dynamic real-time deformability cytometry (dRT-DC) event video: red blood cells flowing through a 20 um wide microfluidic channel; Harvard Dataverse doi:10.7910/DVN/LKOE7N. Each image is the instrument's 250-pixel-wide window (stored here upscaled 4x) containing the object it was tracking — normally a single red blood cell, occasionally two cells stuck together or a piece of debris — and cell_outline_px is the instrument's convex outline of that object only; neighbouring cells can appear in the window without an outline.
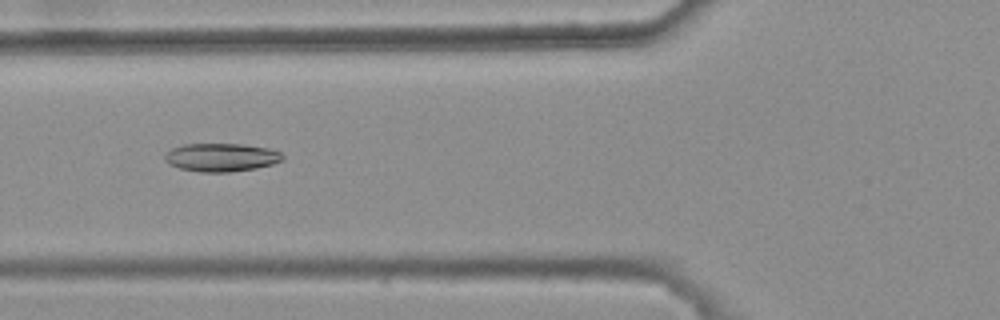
{"species": "common noctule bat (a hibernating species)", "species_latin": "Nyctalus noctula", "temperature_condition": "warm", "stored_images_in_passage": 8, "camera_frame_rate_fps": 3000, "um_per_image_px": 0.085, "animal": {"sex": "female", "body_mass_g": 25.1}, "frame": {"image": 1, "passage_image": 6, "time_ms": 1.667, "image_size_px": [1000, 320], "cell_outline_px": [[284, 160], [272, 164], [256, 168], [228, 172], [200, 172], [180, 168], [164, 160], [164, 156], [172, 148], [184, 144], [244, 144], [268, 148], [280, 152], [284, 156]], "centroid_in_image_um": [18.84, 13.37], "position_along_channel_um": 107.0, "area_um2": 19.31}}
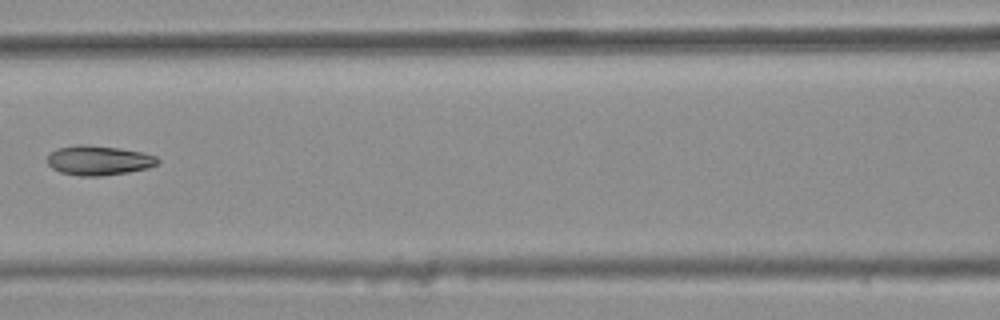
{"frame": {"image": 2, "passage_image": 7, "time_ms": 2.0, "image_size_px": [1000, 320], "cell_outline_px": [[160, 160], [156, 164], [148, 168], [128, 172], [100, 176], [80, 176], [60, 172], [52, 168], [48, 164], [48, 156], [56, 148], [76, 144], [88, 144], [120, 148], [140, 152], [156, 156]], "centroid_in_image_um": [8.37, 13.62], "position_along_channel_um": 158.2, "area_um2": 19.07}}
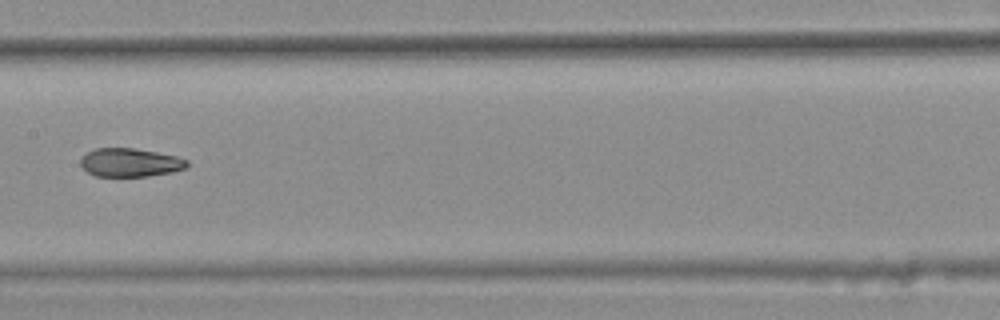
{"frame": {"image": 3, "passage_image": 8, "time_ms": 2.333, "image_size_px": [1000, 320], "cell_outline_px": [[188, 168], [172, 172], [148, 176], [96, 176], [88, 172], [80, 164], [80, 160], [88, 152], [96, 148], [136, 148], [176, 156], [188, 160]], "centroid_in_image_um": [11.1, 13.81], "position_along_channel_um": 196.3, "area_um2": 17.63}}